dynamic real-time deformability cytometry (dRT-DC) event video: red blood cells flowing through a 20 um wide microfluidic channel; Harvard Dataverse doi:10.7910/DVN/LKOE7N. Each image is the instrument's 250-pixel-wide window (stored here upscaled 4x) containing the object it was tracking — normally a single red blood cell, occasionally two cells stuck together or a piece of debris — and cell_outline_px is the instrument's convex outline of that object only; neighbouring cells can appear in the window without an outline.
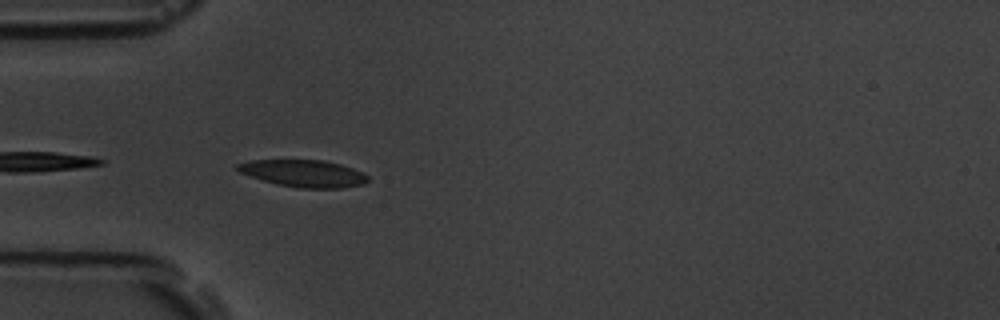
{"species": "common noctule bat (a hibernating species)", "species_latin": "Nyctalus noctula", "temperature_condition": "room temperature", "stored_images_in_passage": 2, "camera_frame_rate_fps": 3000, "um_per_image_px": 0.085, "animal": {"sex": "male", "body_mass_g": 19.5, "forearm_length_mm": 54.6}, "frame": {"image": 1, "passage_image": 2, "time_ms": 1.333, "image_size_px": [1000, 320], "cell_outline_px": [[368, 180], [364, 184], [340, 188], [300, 188], [276, 184], [240, 172], [236, 168], [236, 164], [248, 160], [324, 160], [340, 164], [364, 172], [368, 176]], "centroid_in_image_um": [25.83, 14.73], "position_along_channel_um": 59.2, "area_um2": 20.52}}